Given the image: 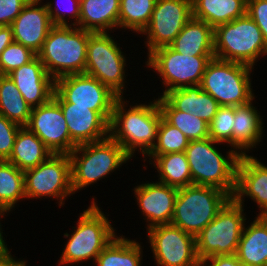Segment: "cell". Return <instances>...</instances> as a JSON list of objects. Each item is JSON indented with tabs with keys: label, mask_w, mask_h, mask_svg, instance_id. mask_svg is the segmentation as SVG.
<instances>
[{
	"label": "cell",
	"mask_w": 267,
	"mask_h": 266,
	"mask_svg": "<svg viewBox=\"0 0 267 266\" xmlns=\"http://www.w3.org/2000/svg\"><path fill=\"white\" fill-rule=\"evenodd\" d=\"M153 99L148 104L132 102L135 105L130 103L129 106L130 101L122 97L114 103L109 136L131 159L136 156V151L146 158L156 143L162 113L157 98Z\"/></svg>",
	"instance_id": "obj_1"
},
{
	"label": "cell",
	"mask_w": 267,
	"mask_h": 266,
	"mask_svg": "<svg viewBox=\"0 0 267 266\" xmlns=\"http://www.w3.org/2000/svg\"><path fill=\"white\" fill-rule=\"evenodd\" d=\"M97 202L93 197L87 209L78 216L76 226L72 228L73 233H64L63 236L67 240L58 266H73L90 260H93L94 264L100 252L117 235L108 213L106 216Z\"/></svg>",
	"instance_id": "obj_2"
},
{
	"label": "cell",
	"mask_w": 267,
	"mask_h": 266,
	"mask_svg": "<svg viewBox=\"0 0 267 266\" xmlns=\"http://www.w3.org/2000/svg\"><path fill=\"white\" fill-rule=\"evenodd\" d=\"M221 145L222 143L209 137L189 141L185 155L193 184L218 188L232 198L236 187V170L240 155L233 148L227 149L228 151L223 155L219 148Z\"/></svg>",
	"instance_id": "obj_3"
},
{
	"label": "cell",
	"mask_w": 267,
	"mask_h": 266,
	"mask_svg": "<svg viewBox=\"0 0 267 266\" xmlns=\"http://www.w3.org/2000/svg\"><path fill=\"white\" fill-rule=\"evenodd\" d=\"M91 33L70 25H54L51 28L37 56L54 80L85 72Z\"/></svg>",
	"instance_id": "obj_4"
},
{
	"label": "cell",
	"mask_w": 267,
	"mask_h": 266,
	"mask_svg": "<svg viewBox=\"0 0 267 266\" xmlns=\"http://www.w3.org/2000/svg\"><path fill=\"white\" fill-rule=\"evenodd\" d=\"M69 156L74 194L108 178L109 174L112 175L132 160L110 136L97 142L78 145Z\"/></svg>",
	"instance_id": "obj_5"
},
{
	"label": "cell",
	"mask_w": 267,
	"mask_h": 266,
	"mask_svg": "<svg viewBox=\"0 0 267 266\" xmlns=\"http://www.w3.org/2000/svg\"><path fill=\"white\" fill-rule=\"evenodd\" d=\"M215 58L243 63L253 68L267 56V44L260 28L246 13L214 28Z\"/></svg>",
	"instance_id": "obj_6"
},
{
	"label": "cell",
	"mask_w": 267,
	"mask_h": 266,
	"mask_svg": "<svg viewBox=\"0 0 267 266\" xmlns=\"http://www.w3.org/2000/svg\"><path fill=\"white\" fill-rule=\"evenodd\" d=\"M253 69L243 63L214 57L206 66L200 83L201 89L210 94L220 106L245 105L256 98L251 80Z\"/></svg>",
	"instance_id": "obj_7"
},
{
	"label": "cell",
	"mask_w": 267,
	"mask_h": 266,
	"mask_svg": "<svg viewBox=\"0 0 267 266\" xmlns=\"http://www.w3.org/2000/svg\"><path fill=\"white\" fill-rule=\"evenodd\" d=\"M230 198L211 186L192 184L178 188L171 224L196 237Z\"/></svg>",
	"instance_id": "obj_8"
},
{
	"label": "cell",
	"mask_w": 267,
	"mask_h": 266,
	"mask_svg": "<svg viewBox=\"0 0 267 266\" xmlns=\"http://www.w3.org/2000/svg\"><path fill=\"white\" fill-rule=\"evenodd\" d=\"M111 33L92 32L89 35L84 73L95 77L122 98L127 91L128 59Z\"/></svg>",
	"instance_id": "obj_9"
},
{
	"label": "cell",
	"mask_w": 267,
	"mask_h": 266,
	"mask_svg": "<svg viewBox=\"0 0 267 266\" xmlns=\"http://www.w3.org/2000/svg\"><path fill=\"white\" fill-rule=\"evenodd\" d=\"M245 208L230 198L216 217L196 236V252L203 261L215 255H234L247 216Z\"/></svg>",
	"instance_id": "obj_10"
},
{
	"label": "cell",
	"mask_w": 267,
	"mask_h": 266,
	"mask_svg": "<svg viewBox=\"0 0 267 266\" xmlns=\"http://www.w3.org/2000/svg\"><path fill=\"white\" fill-rule=\"evenodd\" d=\"M214 57L215 55L181 54L170 46H163L147 55L145 65L161 78L164 89L158 96H164L173 89L200 85L206 66Z\"/></svg>",
	"instance_id": "obj_11"
},
{
	"label": "cell",
	"mask_w": 267,
	"mask_h": 266,
	"mask_svg": "<svg viewBox=\"0 0 267 266\" xmlns=\"http://www.w3.org/2000/svg\"><path fill=\"white\" fill-rule=\"evenodd\" d=\"M26 199L52 198L59 207L73 196L69 154H52L38 166L24 171ZM73 194V195H72Z\"/></svg>",
	"instance_id": "obj_12"
},
{
	"label": "cell",
	"mask_w": 267,
	"mask_h": 266,
	"mask_svg": "<svg viewBox=\"0 0 267 266\" xmlns=\"http://www.w3.org/2000/svg\"><path fill=\"white\" fill-rule=\"evenodd\" d=\"M146 231L157 266H201L193 235L171 223L156 225Z\"/></svg>",
	"instance_id": "obj_13"
},
{
	"label": "cell",
	"mask_w": 267,
	"mask_h": 266,
	"mask_svg": "<svg viewBox=\"0 0 267 266\" xmlns=\"http://www.w3.org/2000/svg\"><path fill=\"white\" fill-rule=\"evenodd\" d=\"M55 91L74 106L90 107L99 112L109 123L114 103L119 98L95 77L85 73L58 78Z\"/></svg>",
	"instance_id": "obj_14"
},
{
	"label": "cell",
	"mask_w": 267,
	"mask_h": 266,
	"mask_svg": "<svg viewBox=\"0 0 267 266\" xmlns=\"http://www.w3.org/2000/svg\"><path fill=\"white\" fill-rule=\"evenodd\" d=\"M192 18V0H157L149 25L141 33L147 55L169 46Z\"/></svg>",
	"instance_id": "obj_15"
},
{
	"label": "cell",
	"mask_w": 267,
	"mask_h": 266,
	"mask_svg": "<svg viewBox=\"0 0 267 266\" xmlns=\"http://www.w3.org/2000/svg\"><path fill=\"white\" fill-rule=\"evenodd\" d=\"M25 127L40 138L53 154H70L77 147L70 138L61 107L53 97L47 103L32 108Z\"/></svg>",
	"instance_id": "obj_16"
},
{
	"label": "cell",
	"mask_w": 267,
	"mask_h": 266,
	"mask_svg": "<svg viewBox=\"0 0 267 266\" xmlns=\"http://www.w3.org/2000/svg\"><path fill=\"white\" fill-rule=\"evenodd\" d=\"M132 191L143 220H146V230L171 223L178 188L151 180L137 184Z\"/></svg>",
	"instance_id": "obj_17"
},
{
	"label": "cell",
	"mask_w": 267,
	"mask_h": 266,
	"mask_svg": "<svg viewBox=\"0 0 267 266\" xmlns=\"http://www.w3.org/2000/svg\"><path fill=\"white\" fill-rule=\"evenodd\" d=\"M254 155H240L236 170V187L232 198L243 207L250 198L260 210L256 216L267 217V165Z\"/></svg>",
	"instance_id": "obj_18"
},
{
	"label": "cell",
	"mask_w": 267,
	"mask_h": 266,
	"mask_svg": "<svg viewBox=\"0 0 267 266\" xmlns=\"http://www.w3.org/2000/svg\"><path fill=\"white\" fill-rule=\"evenodd\" d=\"M53 98L59 103L70 138L77 146L109 136V122L99 112L90 107L74 106V103L66 102L55 90Z\"/></svg>",
	"instance_id": "obj_19"
},
{
	"label": "cell",
	"mask_w": 267,
	"mask_h": 266,
	"mask_svg": "<svg viewBox=\"0 0 267 266\" xmlns=\"http://www.w3.org/2000/svg\"><path fill=\"white\" fill-rule=\"evenodd\" d=\"M10 26L14 42L38 54L54 24L42 0H29Z\"/></svg>",
	"instance_id": "obj_20"
},
{
	"label": "cell",
	"mask_w": 267,
	"mask_h": 266,
	"mask_svg": "<svg viewBox=\"0 0 267 266\" xmlns=\"http://www.w3.org/2000/svg\"><path fill=\"white\" fill-rule=\"evenodd\" d=\"M8 76L32 108L47 103L53 97L55 80L47 73L38 56Z\"/></svg>",
	"instance_id": "obj_21"
},
{
	"label": "cell",
	"mask_w": 267,
	"mask_h": 266,
	"mask_svg": "<svg viewBox=\"0 0 267 266\" xmlns=\"http://www.w3.org/2000/svg\"><path fill=\"white\" fill-rule=\"evenodd\" d=\"M234 107L232 148L239 155H249L264 139V121L253 101Z\"/></svg>",
	"instance_id": "obj_22"
},
{
	"label": "cell",
	"mask_w": 267,
	"mask_h": 266,
	"mask_svg": "<svg viewBox=\"0 0 267 266\" xmlns=\"http://www.w3.org/2000/svg\"><path fill=\"white\" fill-rule=\"evenodd\" d=\"M250 221L245 223L235 255L241 264L267 266V217L255 216Z\"/></svg>",
	"instance_id": "obj_23"
},
{
	"label": "cell",
	"mask_w": 267,
	"mask_h": 266,
	"mask_svg": "<svg viewBox=\"0 0 267 266\" xmlns=\"http://www.w3.org/2000/svg\"><path fill=\"white\" fill-rule=\"evenodd\" d=\"M175 109L191 113L208 124L217 113L220 105L200 85L173 89L163 96Z\"/></svg>",
	"instance_id": "obj_24"
},
{
	"label": "cell",
	"mask_w": 267,
	"mask_h": 266,
	"mask_svg": "<svg viewBox=\"0 0 267 266\" xmlns=\"http://www.w3.org/2000/svg\"><path fill=\"white\" fill-rule=\"evenodd\" d=\"M120 0H80L79 28L91 32H116Z\"/></svg>",
	"instance_id": "obj_25"
},
{
	"label": "cell",
	"mask_w": 267,
	"mask_h": 266,
	"mask_svg": "<svg viewBox=\"0 0 267 266\" xmlns=\"http://www.w3.org/2000/svg\"><path fill=\"white\" fill-rule=\"evenodd\" d=\"M169 46L186 55H215L214 28L192 17Z\"/></svg>",
	"instance_id": "obj_26"
},
{
	"label": "cell",
	"mask_w": 267,
	"mask_h": 266,
	"mask_svg": "<svg viewBox=\"0 0 267 266\" xmlns=\"http://www.w3.org/2000/svg\"><path fill=\"white\" fill-rule=\"evenodd\" d=\"M247 0H192V17L212 28L246 14Z\"/></svg>",
	"instance_id": "obj_27"
},
{
	"label": "cell",
	"mask_w": 267,
	"mask_h": 266,
	"mask_svg": "<svg viewBox=\"0 0 267 266\" xmlns=\"http://www.w3.org/2000/svg\"><path fill=\"white\" fill-rule=\"evenodd\" d=\"M142 159L157 171V180L160 183L176 188L192 185V176L185 152H173L158 156H146ZM153 165V166H152Z\"/></svg>",
	"instance_id": "obj_28"
},
{
	"label": "cell",
	"mask_w": 267,
	"mask_h": 266,
	"mask_svg": "<svg viewBox=\"0 0 267 266\" xmlns=\"http://www.w3.org/2000/svg\"><path fill=\"white\" fill-rule=\"evenodd\" d=\"M53 153L43 141L26 127H21L15 137L12 153L7 161L26 171L38 166Z\"/></svg>",
	"instance_id": "obj_29"
},
{
	"label": "cell",
	"mask_w": 267,
	"mask_h": 266,
	"mask_svg": "<svg viewBox=\"0 0 267 266\" xmlns=\"http://www.w3.org/2000/svg\"><path fill=\"white\" fill-rule=\"evenodd\" d=\"M136 239L116 235L100 252L95 266H142L143 246ZM142 260V261H141Z\"/></svg>",
	"instance_id": "obj_30"
},
{
	"label": "cell",
	"mask_w": 267,
	"mask_h": 266,
	"mask_svg": "<svg viewBox=\"0 0 267 266\" xmlns=\"http://www.w3.org/2000/svg\"><path fill=\"white\" fill-rule=\"evenodd\" d=\"M32 107L8 75H0V115L21 127L29 121Z\"/></svg>",
	"instance_id": "obj_31"
},
{
	"label": "cell",
	"mask_w": 267,
	"mask_h": 266,
	"mask_svg": "<svg viewBox=\"0 0 267 266\" xmlns=\"http://www.w3.org/2000/svg\"><path fill=\"white\" fill-rule=\"evenodd\" d=\"M26 200L24 171L0 160V210L12 213L20 200Z\"/></svg>",
	"instance_id": "obj_32"
},
{
	"label": "cell",
	"mask_w": 267,
	"mask_h": 266,
	"mask_svg": "<svg viewBox=\"0 0 267 266\" xmlns=\"http://www.w3.org/2000/svg\"><path fill=\"white\" fill-rule=\"evenodd\" d=\"M162 117L177 127L189 141L203 140L209 137L208 123L191 113L175 109L163 96L157 98Z\"/></svg>",
	"instance_id": "obj_33"
},
{
	"label": "cell",
	"mask_w": 267,
	"mask_h": 266,
	"mask_svg": "<svg viewBox=\"0 0 267 266\" xmlns=\"http://www.w3.org/2000/svg\"><path fill=\"white\" fill-rule=\"evenodd\" d=\"M157 0H120L118 29L138 35L149 25Z\"/></svg>",
	"instance_id": "obj_34"
},
{
	"label": "cell",
	"mask_w": 267,
	"mask_h": 266,
	"mask_svg": "<svg viewBox=\"0 0 267 266\" xmlns=\"http://www.w3.org/2000/svg\"><path fill=\"white\" fill-rule=\"evenodd\" d=\"M188 144V138L177 127L169 124L162 117L158 127L156 143L147 156L185 152Z\"/></svg>",
	"instance_id": "obj_35"
},
{
	"label": "cell",
	"mask_w": 267,
	"mask_h": 266,
	"mask_svg": "<svg viewBox=\"0 0 267 266\" xmlns=\"http://www.w3.org/2000/svg\"><path fill=\"white\" fill-rule=\"evenodd\" d=\"M234 107L220 106L208 124L209 138L232 148Z\"/></svg>",
	"instance_id": "obj_36"
},
{
	"label": "cell",
	"mask_w": 267,
	"mask_h": 266,
	"mask_svg": "<svg viewBox=\"0 0 267 266\" xmlns=\"http://www.w3.org/2000/svg\"><path fill=\"white\" fill-rule=\"evenodd\" d=\"M45 5L54 25L79 27L80 0H50Z\"/></svg>",
	"instance_id": "obj_37"
},
{
	"label": "cell",
	"mask_w": 267,
	"mask_h": 266,
	"mask_svg": "<svg viewBox=\"0 0 267 266\" xmlns=\"http://www.w3.org/2000/svg\"><path fill=\"white\" fill-rule=\"evenodd\" d=\"M37 56L24 45L12 42L0 54V75H8L18 67L29 63Z\"/></svg>",
	"instance_id": "obj_38"
},
{
	"label": "cell",
	"mask_w": 267,
	"mask_h": 266,
	"mask_svg": "<svg viewBox=\"0 0 267 266\" xmlns=\"http://www.w3.org/2000/svg\"><path fill=\"white\" fill-rule=\"evenodd\" d=\"M21 126L0 115V160L7 161Z\"/></svg>",
	"instance_id": "obj_39"
},
{
	"label": "cell",
	"mask_w": 267,
	"mask_h": 266,
	"mask_svg": "<svg viewBox=\"0 0 267 266\" xmlns=\"http://www.w3.org/2000/svg\"><path fill=\"white\" fill-rule=\"evenodd\" d=\"M246 13L260 28L267 44V0H247Z\"/></svg>",
	"instance_id": "obj_40"
},
{
	"label": "cell",
	"mask_w": 267,
	"mask_h": 266,
	"mask_svg": "<svg viewBox=\"0 0 267 266\" xmlns=\"http://www.w3.org/2000/svg\"><path fill=\"white\" fill-rule=\"evenodd\" d=\"M29 0H0V26H10Z\"/></svg>",
	"instance_id": "obj_41"
},
{
	"label": "cell",
	"mask_w": 267,
	"mask_h": 266,
	"mask_svg": "<svg viewBox=\"0 0 267 266\" xmlns=\"http://www.w3.org/2000/svg\"><path fill=\"white\" fill-rule=\"evenodd\" d=\"M201 266H241V262L234 255H215L201 261Z\"/></svg>",
	"instance_id": "obj_42"
},
{
	"label": "cell",
	"mask_w": 267,
	"mask_h": 266,
	"mask_svg": "<svg viewBox=\"0 0 267 266\" xmlns=\"http://www.w3.org/2000/svg\"><path fill=\"white\" fill-rule=\"evenodd\" d=\"M13 41L11 26H0V54Z\"/></svg>",
	"instance_id": "obj_43"
},
{
	"label": "cell",
	"mask_w": 267,
	"mask_h": 266,
	"mask_svg": "<svg viewBox=\"0 0 267 266\" xmlns=\"http://www.w3.org/2000/svg\"><path fill=\"white\" fill-rule=\"evenodd\" d=\"M8 215H9L8 212L0 210V258L9 255L12 250V249H9L7 246L5 237L3 236V230H2L3 225L1 224L3 223L1 222L3 221L1 219L3 218L5 219V216H8Z\"/></svg>",
	"instance_id": "obj_44"
},
{
	"label": "cell",
	"mask_w": 267,
	"mask_h": 266,
	"mask_svg": "<svg viewBox=\"0 0 267 266\" xmlns=\"http://www.w3.org/2000/svg\"><path fill=\"white\" fill-rule=\"evenodd\" d=\"M27 262L24 258L16 259L12 253L0 258V266H28Z\"/></svg>",
	"instance_id": "obj_45"
}]
</instances>
